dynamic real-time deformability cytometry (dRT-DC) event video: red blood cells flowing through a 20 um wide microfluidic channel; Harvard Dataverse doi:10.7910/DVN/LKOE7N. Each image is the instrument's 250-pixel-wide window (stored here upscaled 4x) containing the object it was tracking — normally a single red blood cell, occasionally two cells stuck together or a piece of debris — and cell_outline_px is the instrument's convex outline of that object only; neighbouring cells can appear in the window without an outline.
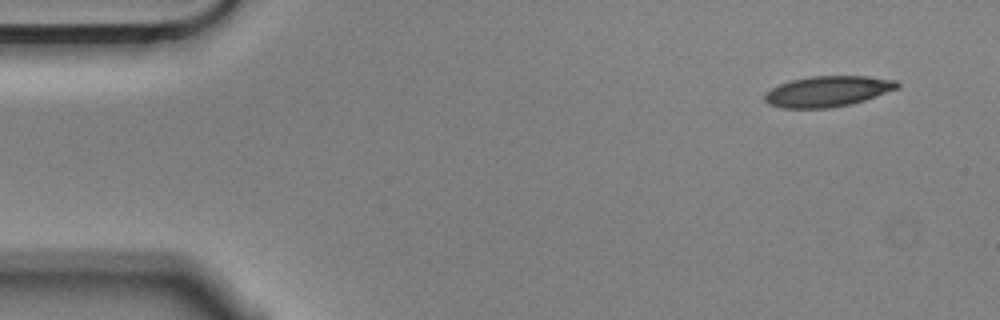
{"species": "Egyptian fruit bat (a non-hibernating species)", "species_latin": "Rousettus aegyptiacus", "temperature_condition": "cold", "stored_images_in_passage": 4, "camera_frame_rate_fps": 3000, "um_per_image_px": 0.085, "animal": {"sex": "male"}, "frame": {"image": 1, "passage_image": 1, "time_ms": 0.0, "image_size_px": [1000, 320], "cell_outline_px": [[900, 88], [852, 104], [832, 108], [784, 108], [768, 104], [764, 100], [764, 96], [772, 88], [780, 84], [792, 80], [812, 76], [868, 76], [896, 80], [900, 84]], "centroid_in_image_um": [70.39, 7.77], "position_along_channel_um": 14.6, "area_um2": 23.7}}
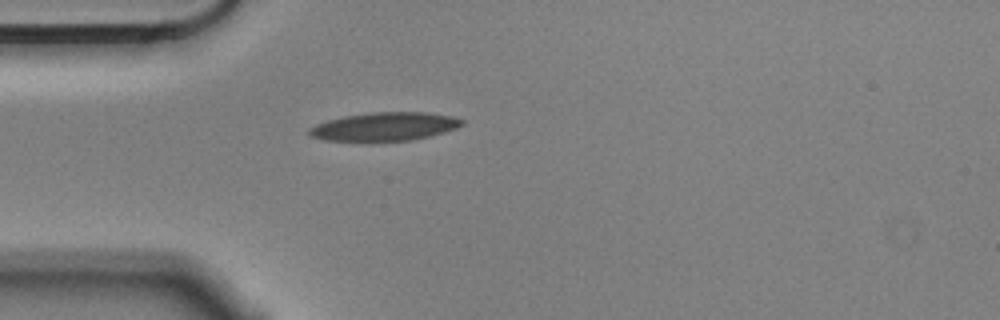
{"frame": {"image": 2, "passage_image": 4, "time_ms": 1.0, "image_size_px": [1000, 320], "cell_outline_px": [[464, 124], [456, 128], [444, 132], [412, 140], [324, 140], [308, 136], [308, 128], [316, 124], [328, 120], [344, 116], [372, 112], [424, 112], [452, 116], [464, 120]], "centroid_in_image_um": [32.68, 10.74], "position_along_channel_um": 52.3, "area_um2": 25.03}}